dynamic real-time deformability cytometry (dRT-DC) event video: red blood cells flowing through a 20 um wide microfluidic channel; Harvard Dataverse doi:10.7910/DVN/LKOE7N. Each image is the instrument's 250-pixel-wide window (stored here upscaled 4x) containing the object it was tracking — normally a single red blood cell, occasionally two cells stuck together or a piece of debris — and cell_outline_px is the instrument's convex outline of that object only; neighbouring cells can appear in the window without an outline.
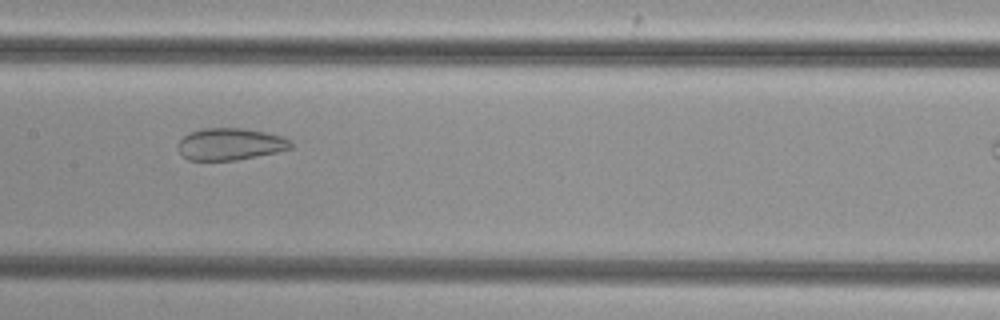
{"species": "common noctule bat (a hibernating species)", "species_latin": "Nyctalus noctula", "temperature_condition": "cold", "stored_images_in_passage": 35, "camera_frame_rate_fps": 3000, "um_per_image_px": 0.085, "animal": {"sex": "female", "body_mass_g": 29.2, "forearm_length_mm": 56.3}, "frame": {"image": 1, "passage_image": 17, "time_ms": 5.333, "image_size_px": [1000, 320], "cell_outline_px": [[292, 148], [276, 152], [236, 160], [188, 160], [180, 152], [180, 140], [188, 132], [204, 128], [244, 128], [264, 132], [280, 136], [292, 140]], "centroid_in_image_um": [19.59, 12.24], "position_along_channel_um": 187.8, "area_um2": 20.81}}
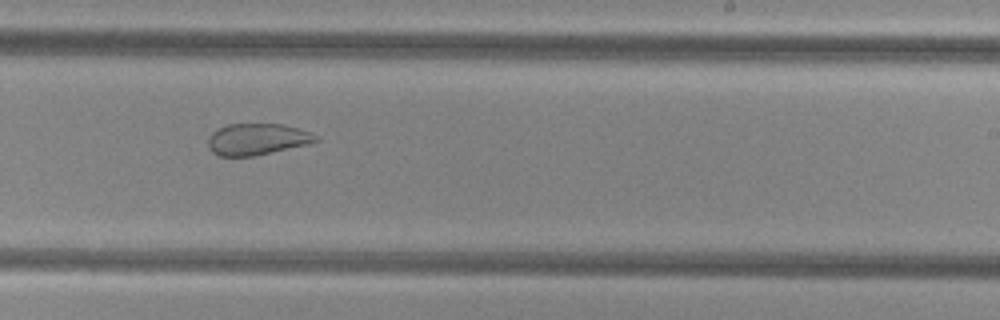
{"frame": {"image": 2, "passage_image": 23, "time_ms": 7.333, "image_size_px": [1000, 320], "cell_outline_px": [[320, 140], [308, 144], [252, 156], [220, 156], [212, 152], [208, 148], [208, 136], [212, 132], [228, 124], [280, 124], [300, 128], [312, 132], [320, 136]], "centroid_in_image_um": [21.88, 11.83], "position_along_channel_um": 267.1, "area_um2": 19.83}}
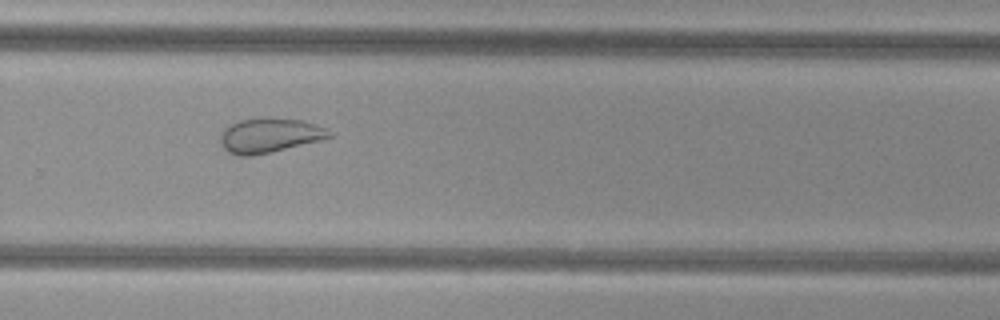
{"frame": {"image": 3, "passage_image": 26, "time_ms": 8.333, "image_size_px": [1000, 320], "cell_outline_px": [[332, 136], [320, 140], [272, 152], [252, 156], [236, 156], [228, 152], [220, 144], [220, 132], [224, 128], [240, 120], [264, 116], [268, 116], [300, 120], [316, 124], [332, 132]], "centroid_in_image_um": [22.87, 11.5], "position_along_channel_um": 306.9, "area_um2": 22.25}}